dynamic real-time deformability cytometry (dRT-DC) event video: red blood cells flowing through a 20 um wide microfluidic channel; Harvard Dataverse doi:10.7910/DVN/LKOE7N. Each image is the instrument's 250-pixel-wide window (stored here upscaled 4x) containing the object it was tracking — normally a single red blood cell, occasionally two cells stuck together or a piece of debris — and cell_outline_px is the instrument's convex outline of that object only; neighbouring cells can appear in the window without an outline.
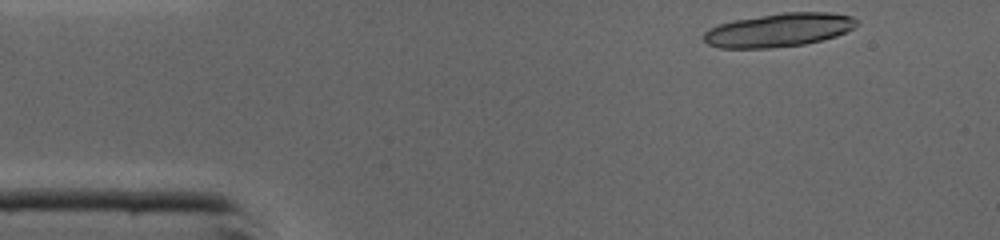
{"species": "common noctule bat (a hibernating species)", "species_latin": "Nyctalus noctula", "temperature_condition": "cold", "stored_images_in_passage": 29, "camera_frame_rate_fps": 3000, "um_per_image_px": 0.085, "animal": {"sex": "male", "body_mass_g": 19.0, "forearm_length_mm": 50.8}, "frame": {"image": 1, "passage_image": 1, "time_ms": 0.0, "image_size_px": [1000, 240], "cell_outline_px": [[856, 24], [852, 28], [836, 36], [804, 44], [772, 48], [720, 48], [708, 44], [704, 40], [704, 32], [708, 28], [720, 24], [736, 20], [784, 12], [828, 12], [852, 16], [856, 20]], "centroid_in_image_um": [66.17, 2.55], "position_along_channel_um": 18.8, "area_um2": 29.59}}